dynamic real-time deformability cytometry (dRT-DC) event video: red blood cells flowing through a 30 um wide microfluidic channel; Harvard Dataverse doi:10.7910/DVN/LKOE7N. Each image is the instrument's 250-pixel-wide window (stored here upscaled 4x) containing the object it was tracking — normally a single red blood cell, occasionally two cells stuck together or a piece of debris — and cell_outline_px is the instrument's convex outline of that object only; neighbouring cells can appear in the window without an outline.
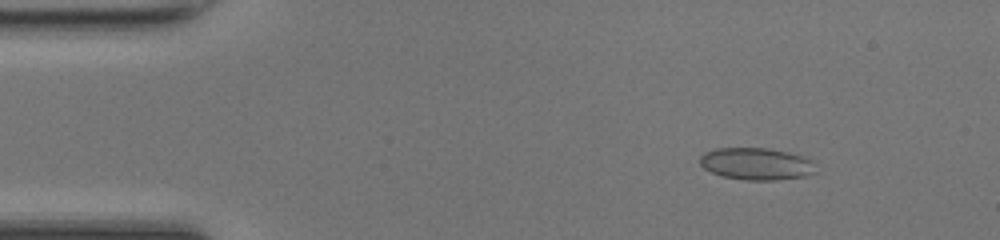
{"species": "common noctule bat (a hibernating species)", "species_latin": "Nyctalus noctula", "temperature_condition": "room temperature", "stored_images_in_passage": 45, "camera_frame_rate_fps": 3000, "um_per_image_px": 0.085, "animal": {"sex": "female", "body_mass_g": 17.0, "forearm_length_mm": 48.0}, "frame": {"image": 1, "passage_image": 3, "time_ms": 0.667, "image_size_px": [1000, 240], "cell_outline_px": [[816, 172], [804, 176], [776, 180], [744, 180], [724, 176], [712, 172], [704, 168], [700, 164], [700, 156], [704, 152], [716, 148], [768, 148], [788, 152], [812, 160]], "centroid_in_image_um": [64.27, 13.92], "position_along_channel_um": 20.7, "area_um2": 21.56}}
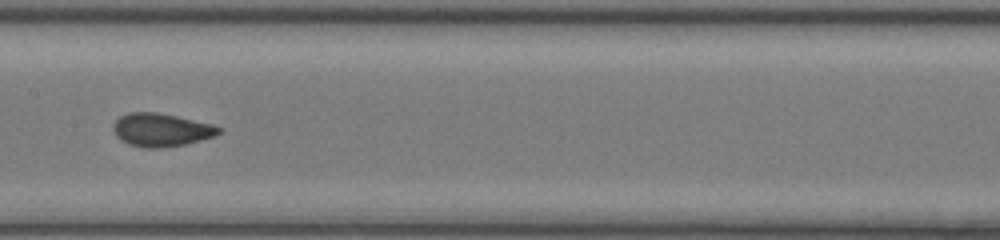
{"frame": {"image": 2, "passage_image": 21, "time_ms": 6.667, "image_size_px": [1000, 240], "cell_outline_px": [[224, 128], [216, 136], [184, 144], [160, 148], [144, 148], [128, 144], [120, 140], [116, 136], [112, 128], [116, 120], [120, 116], [128, 112], [156, 112], [176, 116], [212, 124]], "centroid_in_image_um": [13.69, 11.04], "position_along_channel_um": 193.7, "area_um2": 20.46}}
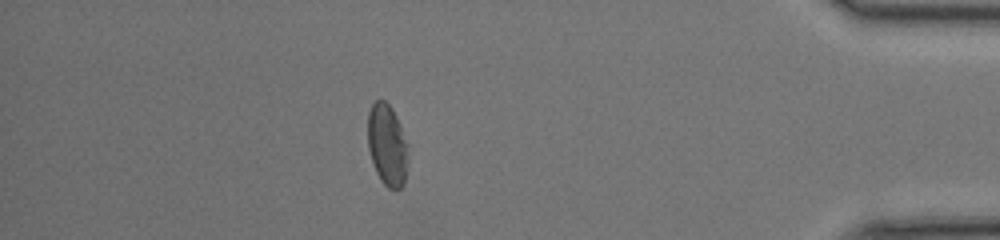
{"frame": {"image": 3, "passage_image": 39, "time_ms": 12.667, "image_size_px": [1000, 240], "cell_outline_px": [[408, 164], [404, 184], [400, 188], [388, 188], [380, 180], [372, 164], [368, 148], [368, 112], [372, 104], [376, 100], [384, 100], [392, 108], [396, 116], [408, 144]], "centroid_in_image_um": [32.92, 12.34], "position_along_channel_um": 402.3, "area_um2": 19.42}, "authors_computed_cell_mechanics": {"area_um2": 20.2878, "velocity_mm_per_s": 4.2833, "shape_relaxation_time_tau1_ms": null, "shape_relaxation_time_tau2_ms": 0.8061, "deformation_change_tau1": null, "deformation_change_tau2": 0.0541}}